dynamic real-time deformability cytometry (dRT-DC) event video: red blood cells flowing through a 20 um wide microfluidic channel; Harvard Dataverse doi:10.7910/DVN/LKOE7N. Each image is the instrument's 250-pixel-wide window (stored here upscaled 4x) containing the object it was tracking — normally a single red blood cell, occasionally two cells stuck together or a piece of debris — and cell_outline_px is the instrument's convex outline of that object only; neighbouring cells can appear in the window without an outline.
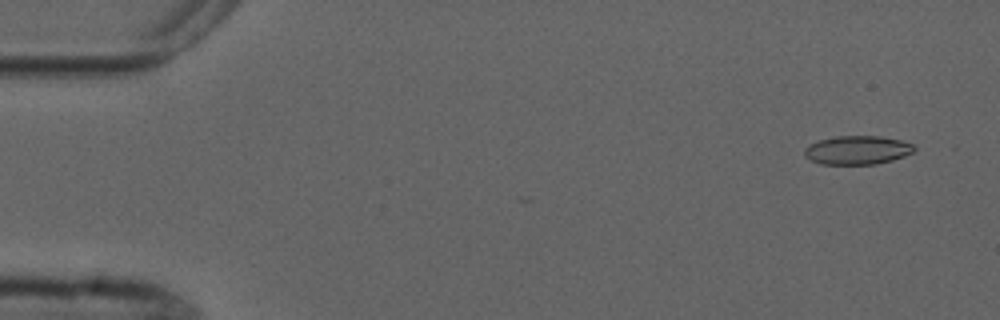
{"species": "common noctule bat (a hibernating species)", "species_latin": "Nyctalus noctula", "temperature_condition": "cold", "stored_images_in_passage": 6, "camera_frame_rate_fps": 3000, "um_per_image_px": 0.085, "animal": {"sex": "male", "forearm_length_mm": 52.5}, "frame": {"image": 1, "passage_image": 1, "time_ms": 0.0, "image_size_px": [1000, 320], "cell_outline_px": [[916, 148], [912, 152], [904, 156], [892, 160], [876, 164], [820, 164], [804, 156], [804, 148], [808, 144], [820, 140], [836, 136], [880, 136], [900, 140], [912, 144]], "centroid_in_image_um": [72.85, 12.76], "position_along_channel_um": 12.2, "area_um2": 18.32}}
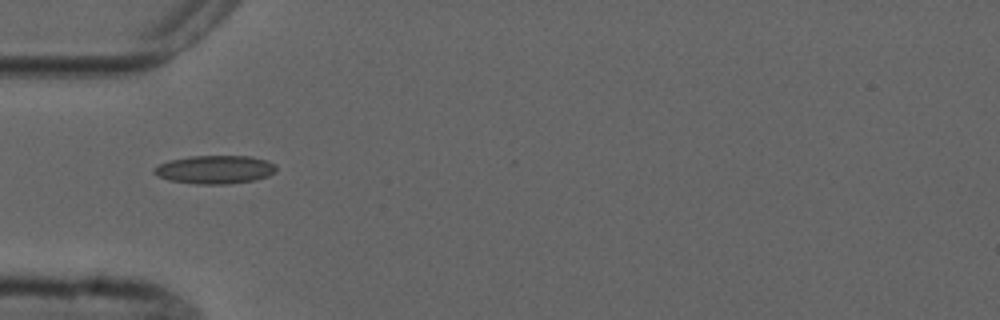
{"frame": {"image": 2, "passage_image": 5, "time_ms": 4.667, "image_size_px": [1000, 320], "cell_outline_px": [[276, 172], [268, 176], [256, 180], [228, 184], [196, 184], [168, 180], [156, 176], [152, 172], [152, 168], [160, 164], [172, 160], [188, 156], [248, 156], [268, 160], [276, 164]], "centroid_in_image_um": [18.28, 14.42], "position_along_channel_um": 66.7, "area_um2": 20.4}}
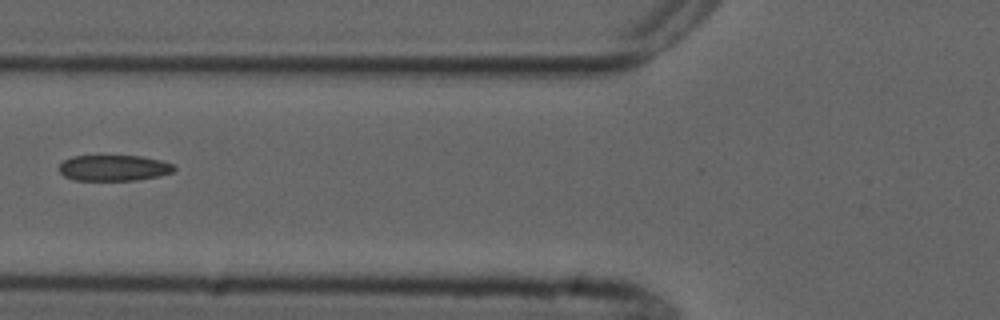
{"frame": {"image": 3, "passage_image": 6, "time_ms": 6.0, "image_size_px": [1000, 320], "cell_outline_px": [[176, 168], [172, 172], [160, 176], [136, 180], [72, 180], [64, 176], [60, 172], [60, 164], [64, 160], [72, 156], [140, 156], [160, 160], [172, 164]], "centroid_in_image_um": [9.67, 14.28], "position_along_channel_um": 116.1, "area_um2": 17.28}}